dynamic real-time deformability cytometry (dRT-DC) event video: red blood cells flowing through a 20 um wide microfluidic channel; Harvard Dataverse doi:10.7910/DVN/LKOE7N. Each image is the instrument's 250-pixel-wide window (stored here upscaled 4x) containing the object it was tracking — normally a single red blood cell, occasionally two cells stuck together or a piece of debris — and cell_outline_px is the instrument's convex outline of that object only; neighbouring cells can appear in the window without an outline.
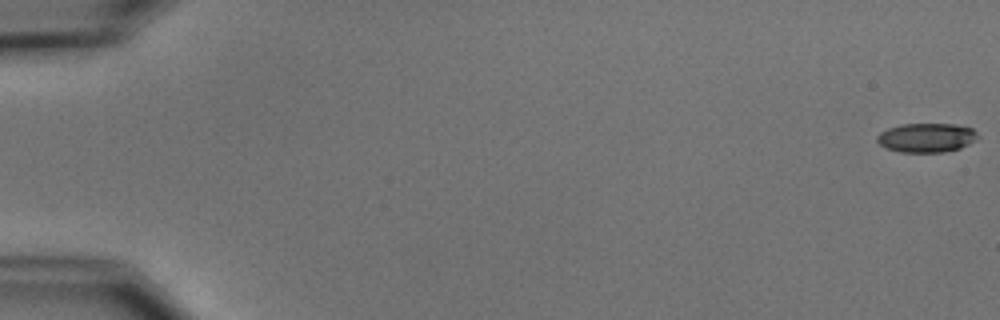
{"species": "common noctule bat (a hibernating species)", "species_latin": "Nyctalus noctula", "temperature_condition": "cold", "stored_images_in_passage": 6, "camera_frame_rate_fps": 3000, "um_per_image_px": 0.085, "animal": {"sex": "male", "body_mass_g": 15.6}, "frame": {"image": 1, "passage_image": 1, "time_ms": 0.0, "image_size_px": [1000, 320], "cell_outline_px": [[980, 136], [976, 140], [960, 148], [944, 152], [900, 152], [888, 148], [880, 144], [876, 140], [876, 136], [880, 132], [888, 128], [900, 124], [956, 124], [972, 128]], "centroid_in_image_um": [78.76, 11.69], "position_along_channel_um": 6.2, "area_um2": 17.17}}